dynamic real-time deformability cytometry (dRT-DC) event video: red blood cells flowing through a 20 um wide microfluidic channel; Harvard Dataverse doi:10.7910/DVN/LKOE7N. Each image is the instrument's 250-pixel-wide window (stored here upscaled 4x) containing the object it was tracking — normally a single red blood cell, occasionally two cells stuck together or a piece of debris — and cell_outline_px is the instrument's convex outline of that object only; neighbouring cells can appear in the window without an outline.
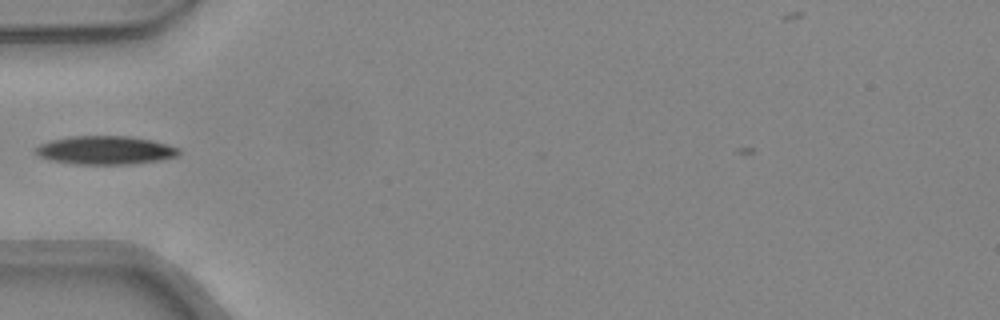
{"species": "common noctule bat (a hibernating species)", "species_latin": "Nyctalus noctula", "temperature_condition": "warm", "stored_images_in_passage": 9, "camera_frame_rate_fps": 3000, "um_per_image_px": 0.085, "animal": {"sex": "female", "body_mass_g": 24.6, "forearm_length_mm": 56.2}, "frame": {"image": 1, "passage_image": 1, "time_ms": 0.0, "image_size_px": [1000, 320], "cell_outline_px": [[180, 152], [176, 156], [160, 160], [132, 164], [72, 164], [52, 160], [40, 156], [32, 152], [32, 148], [40, 144], [52, 140], [72, 136], [128, 136], [152, 140], [180, 148]], "centroid_in_image_um": [8.92, 12.77], "position_along_channel_um": 76.1, "area_um2": 23.81}}